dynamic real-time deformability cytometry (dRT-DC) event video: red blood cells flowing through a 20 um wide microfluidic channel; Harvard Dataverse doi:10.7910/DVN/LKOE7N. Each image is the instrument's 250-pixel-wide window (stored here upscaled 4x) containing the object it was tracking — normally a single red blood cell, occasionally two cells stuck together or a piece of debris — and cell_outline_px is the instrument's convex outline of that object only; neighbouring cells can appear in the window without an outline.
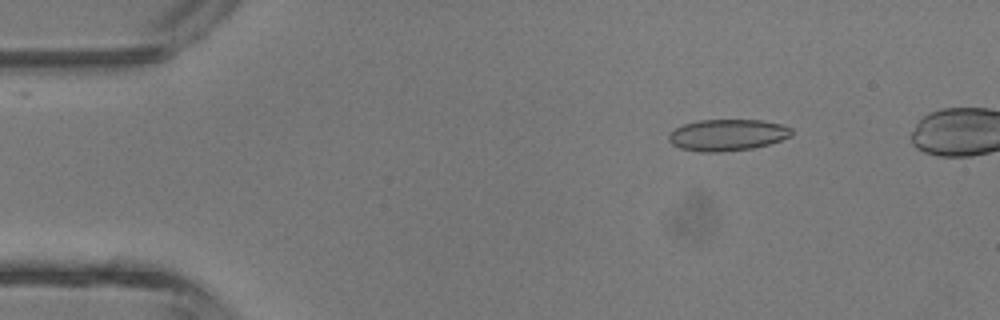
{"species": "common noctule bat (a hibernating species)", "species_latin": "Nyctalus noctula", "temperature_condition": "room temperature", "stored_images_in_passage": 3, "camera_frame_rate_fps": 3000, "um_per_image_px": 0.085, "animal": {"sex": "male", "body_mass_g": 13.3}, "frame": {"image": 1, "passage_image": 1, "time_ms": 0.0, "image_size_px": [1000, 320], "cell_outline_px": [[792, 136], [768, 144], [752, 148], [720, 152], [700, 152], [680, 148], [672, 144], [668, 140], [668, 132], [684, 124], [700, 120], [760, 120], [784, 124], [792, 128]], "centroid_in_image_um": [61.82, 11.47], "position_along_channel_um": 23.2, "area_um2": 22.66}}